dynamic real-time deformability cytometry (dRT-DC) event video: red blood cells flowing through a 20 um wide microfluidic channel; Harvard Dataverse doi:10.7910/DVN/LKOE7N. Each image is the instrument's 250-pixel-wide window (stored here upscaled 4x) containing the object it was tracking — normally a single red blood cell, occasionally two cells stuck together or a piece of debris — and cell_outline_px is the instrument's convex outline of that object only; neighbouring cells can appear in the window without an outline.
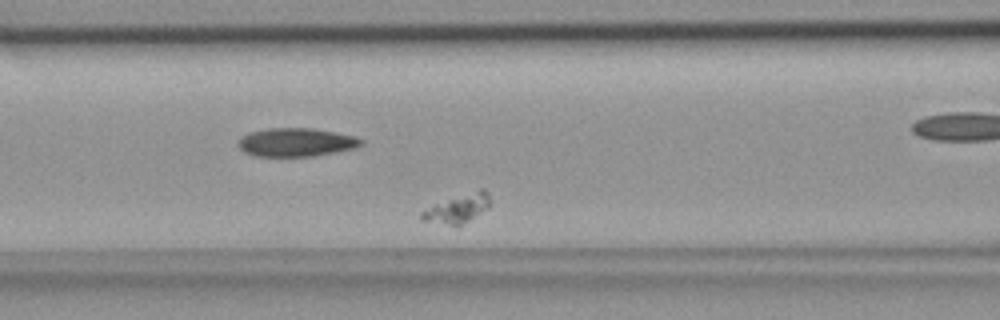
{"species": "common noctule bat (a hibernating species)", "species_latin": "Nyctalus noctula", "temperature_condition": "room temperature", "stored_images_in_passage": 34, "camera_frame_rate_fps": 3000, "um_per_image_px": 0.085, "animal": {"sex": "female", "body_mass_g": 18.4}, "frame": {"image": 1, "passage_image": 6, "time_ms": 1.667, "image_size_px": [1000, 320], "cell_outline_px": [[492, 204], [488, 208], [456, 228], [420, 220], [420, 212], [436, 204], [480, 188], [484, 188], [488, 192], [492, 200]], "centroid_in_image_um": [38.93, 17.75], "position_along_channel_um": 127.7, "area_um2": 11.68}}